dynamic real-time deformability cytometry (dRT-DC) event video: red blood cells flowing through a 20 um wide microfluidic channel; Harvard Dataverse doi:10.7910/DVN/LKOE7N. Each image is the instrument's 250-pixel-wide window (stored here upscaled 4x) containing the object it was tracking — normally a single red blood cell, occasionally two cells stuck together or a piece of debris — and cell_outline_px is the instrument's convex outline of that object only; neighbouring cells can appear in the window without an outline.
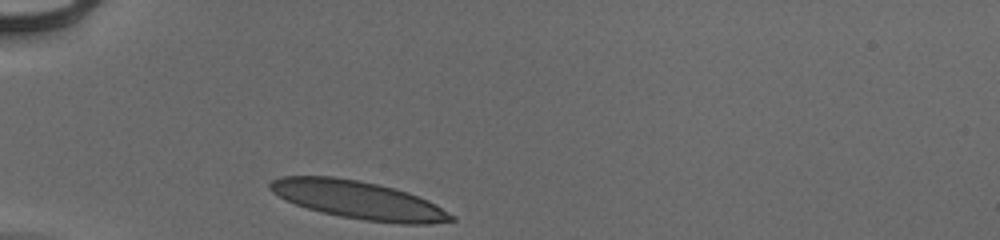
{"species": "human", "species_latin": "Homo sapiens", "temperature_condition": "cold", "stored_images_in_passage": 29, "camera_frame_rate_fps": 3000, "um_per_image_px": 0.085, "donor": {"sex": "male"}, "frame": {"image": 1, "passage_image": 1, "time_ms": 0.0, "image_size_px": [1000, 240], "cell_outline_px": [[456, 220], [428, 224], [400, 224], [364, 220], [340, 216], [308, 208], [296, 204], [272, 192], [268, 188], [268, 184], [272, 180], [280, 176], [332, 176], [356, 180], [376, 184], [408, 192], [428, 200], [436, 204], [456, 216]], "centroid_in_image_um": [30.5, 17.0], "position_along_channel_um": 54.5, "area_um2": 39.82}}
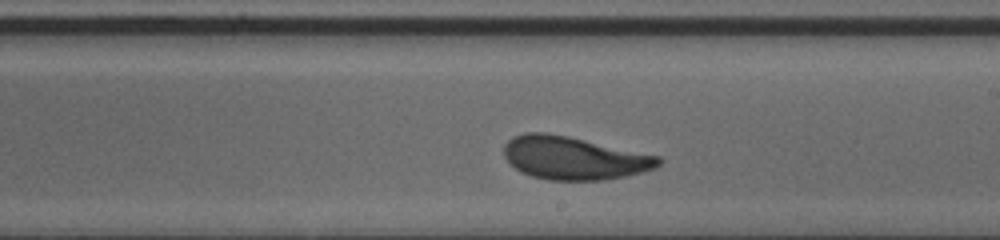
{"frame": {"image": 2, "passage_image": 17, "time_ms": 5.333, "image_size_px": [1000, 240], "cell_outline_px": [[664, 160], [656, 168], [624, 176], [600, 180], [548, 180], [532, 176], [520, 172], [504, 156], [504, 144], [512, 136], [524, 132], [544, 132], [568, 136], [660, 156]], "centroid_in_image_um": [48.77, 13.42], "position_along_channel_um": 240.2, "area_um2": 38.73}}
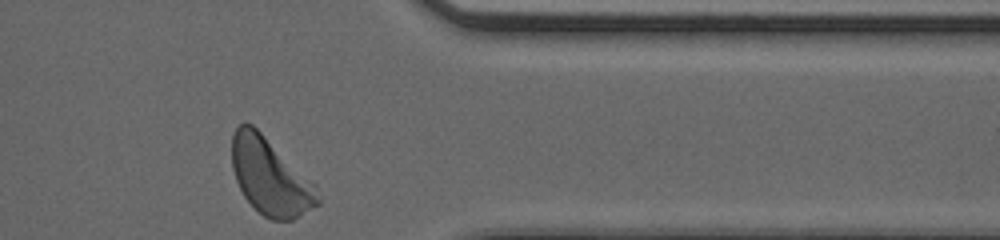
{"frame": {"image": 3, "passage_image": 29, "time_ms": 9.333, "image_size_px": [1000, 240], "cell_outline_px": [[320, 204], [292, 220], [272, 220], [264, 216], [244, 196], [236, 180], [232, 168], [232, 132], [244, 120], [252, 124], [316, 184], [320, 200]], "centroid_in_image_um": [22.97, 15.0], "position_along_channel_um": 388.4, "area_um2": 38.21}, "authors_computed_cell_mechanics": {"area_um2": 38.5526, "velocity_mm_per_s": 3.8856, "shape_relaxation_time_tau1_ms": 2.8229, "shape_relaxation_time_tau2_ms": 0.8516, "deformation_change_tau1": 0.1619, "deformation_change_tau2": 0.082}}